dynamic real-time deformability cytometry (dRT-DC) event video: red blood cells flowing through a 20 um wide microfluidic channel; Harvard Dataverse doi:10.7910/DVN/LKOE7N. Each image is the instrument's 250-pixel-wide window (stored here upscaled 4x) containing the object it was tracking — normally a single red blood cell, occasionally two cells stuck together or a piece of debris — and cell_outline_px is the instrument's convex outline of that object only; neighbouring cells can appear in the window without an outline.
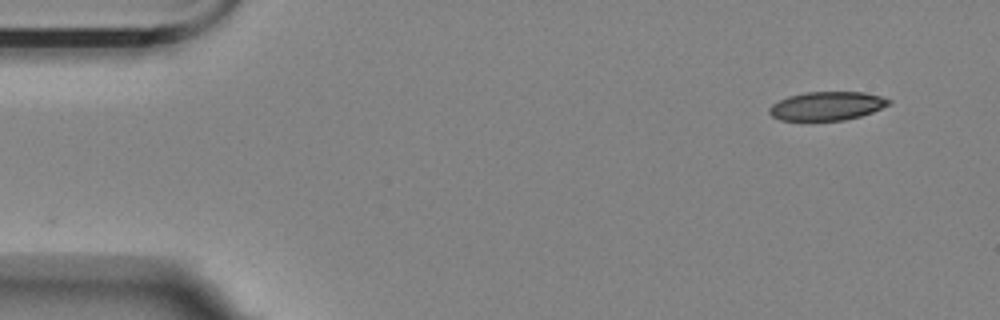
{"species": "Egyptian fruit bat (a non-hibernating species)", "species_latin": "Rousettus aegyptiacus", "temperature_condition": "room temperature", "stored_images_in_passage": 13, "camera_frame_rate_fps": 3000, "um_per_image_px": 0.085, "animal": {"sex": "female"}, "frame": {"image": 1, "passage_image": 1, "time_ms": 0.0, "image_size_px": [1000, 320], "cell_outline_px": [[892, 104], [872, 112], [860, 116], [844, 120], [780, 120], [772, 116], [768, 112], [768, 108], [772, 104], [788, 96], [804, 92], [864, 92], [880, 96], [892, 100]], "centroid_in_image_um": [70.3, 9.0], "position_along_channel_um": 14.7, "area_um2": 20.0}}
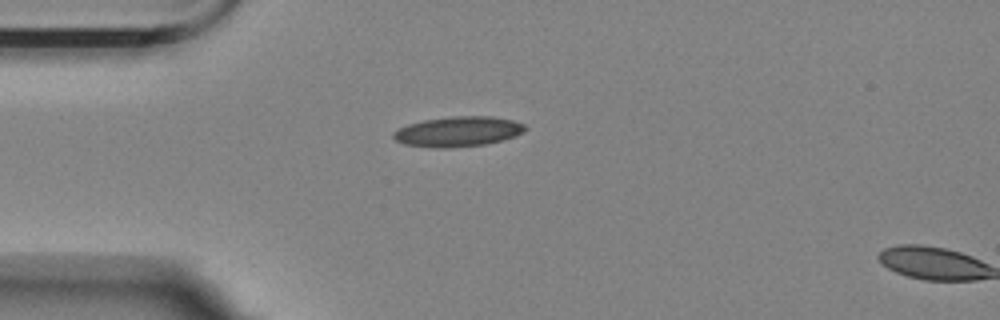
{"frame": {"image": 2, "passage_image": 11, "time_ms": 3.333, "image_size_px": [1000, 320], "cell_outline_px": [[528, 128], [524, 132], [516, 136], [484, 144], [448, 148], [436, 148], [404, 144], [396, 140], [392, 136], [392, 132], [408, 124], [424, 120], [452, 116], [492, 116], [512, 120], [524, 124]], "centroid_in_image_um": [38.94, 11.18], "position_along_channel_um": 46.1, "area_um2": 23.06}}